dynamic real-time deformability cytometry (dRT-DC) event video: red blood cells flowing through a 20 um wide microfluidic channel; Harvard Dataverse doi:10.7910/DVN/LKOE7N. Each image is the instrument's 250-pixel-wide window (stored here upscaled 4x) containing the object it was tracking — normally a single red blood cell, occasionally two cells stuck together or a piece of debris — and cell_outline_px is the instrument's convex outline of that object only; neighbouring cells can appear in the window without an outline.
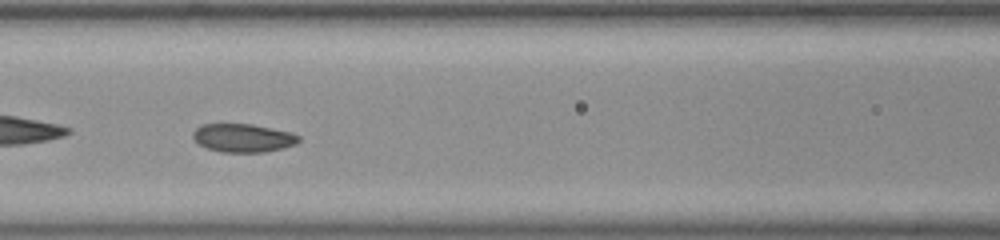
{"species": "common noctule bat (a hibernating species)", "species_latin": "Nyctalus noctula", "temperature_condition": "room temperature", "stored_images_in_passage": 36, "camera_frame_rate_fps": 3000, "um_per_image_px": 0.085, "animal": {"sex": "female", "body_mass_g": 23.0, "forearm_length_mm": 53.4}, "frame": {"image": 1, "passage_image": 6, "time_ms": 1.667, "image_size_px": [1000, 240], "cell_outline_px": [[300, 140], [296, 144], [284, 148], [264, 152], [220, 152], [208, 148], [200, 144], [192, 136], [192, 132], [200, 124], [252, 124], [292, 132], [300, 136]], "centroid_in_image_um": [20.68, 11.72], "position_along_channel_um": 145.9, "area_um2": 17.57}}
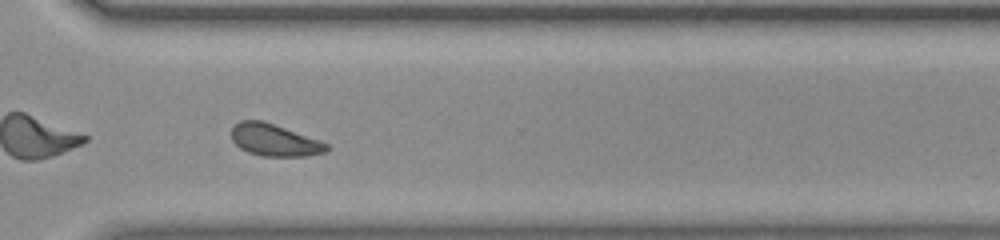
{"frame": {"image": 2, "passage_image": 21, "time_ms": 6.667, "image_size_px": [1000, 240], "cell_outline_px": [[332, 148], [328, 152], [308, 156], [264, 156], [248, 152], [240, 148], [232, 140], [232, 128], [240, 120], [260, 120], [320, 140], [328, 144]], "centroid_in_image_um": [23.37, 11.93], "position_along_channel_um": 347.2, "area_um2": 17.69}}